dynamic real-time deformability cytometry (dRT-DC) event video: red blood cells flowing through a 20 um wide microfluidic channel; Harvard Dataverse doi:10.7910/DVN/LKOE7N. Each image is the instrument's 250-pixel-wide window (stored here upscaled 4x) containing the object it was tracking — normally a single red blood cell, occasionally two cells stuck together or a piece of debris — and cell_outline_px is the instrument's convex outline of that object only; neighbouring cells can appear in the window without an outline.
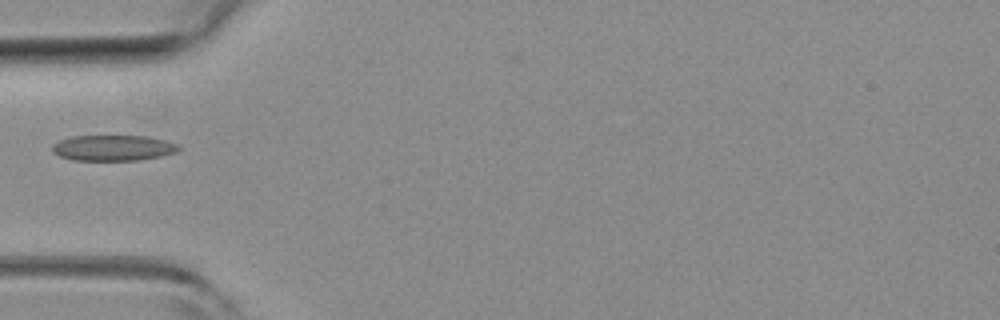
{"species": "common noctule bat (a hibernating species)", "species_latin": "Nyctalus noctula", "temperature_condition": "room temperature", "stored_images_in_passage": 6, "camera_frame_rate_fps": 3000, "um_per_image_px": 0.085, "animal": {"sex": "female", "body_mass_g": 19.3, "forearm_length_mm": 54.1}, "frame": {"image": 1, "passage_image": 6, "time_ms": 1.667, "image_size_px": [1000, 320], "cell_outline_px": [[180, 148], [176, 152], [160, 156], [140, 160], [72, 160], [60, 156], [52, 152], [52, 144], [60, 140], [72, 136], [148, 136], [164, 140], [176, 144]], "centroid_in_image_um": [9.58, 12.57], "position_along_channel_um": 75.4, "area_um2": 18.84}}